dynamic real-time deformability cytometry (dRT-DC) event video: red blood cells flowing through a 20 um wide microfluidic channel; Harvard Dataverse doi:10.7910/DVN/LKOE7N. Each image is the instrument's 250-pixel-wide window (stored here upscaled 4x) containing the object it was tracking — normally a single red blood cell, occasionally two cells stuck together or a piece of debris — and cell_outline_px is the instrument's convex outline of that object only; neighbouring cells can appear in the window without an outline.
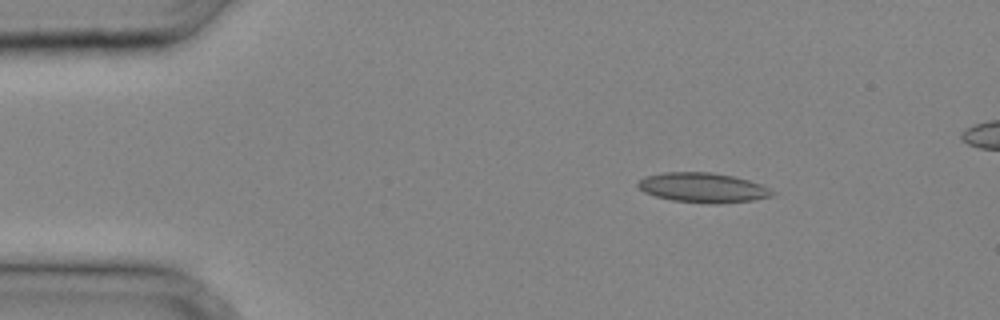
{"species": "common noctule bat (a hibernating species)", "species_latin": "Nyctalus noctula", "temperature_condition": "cold", "stored_images_in_passage": 29, "camera_frame_rate_fps": 3000, "um_per_image_px": 0.085, "animal": {"sex": "male", "body_mass_g": 20.4}, "frame": {"image": 1, "passage_image": 1, "time_ms": 0.0, "image_size_px": [1000, 320], "cell_outline_px": [[776, 192], [772, 196], [752, 200], [716, 204], [712, 204], [672, 200], [656, 196], [644, 192], [636, 184], [644, 176], [664, 172], [712, 172], [732, 176], [748, 180], [760, 184]], "centroid_in_image_um": [59.73, 15.95], "position_along_channel_um": 25.3, "area_um2": 23.18}}
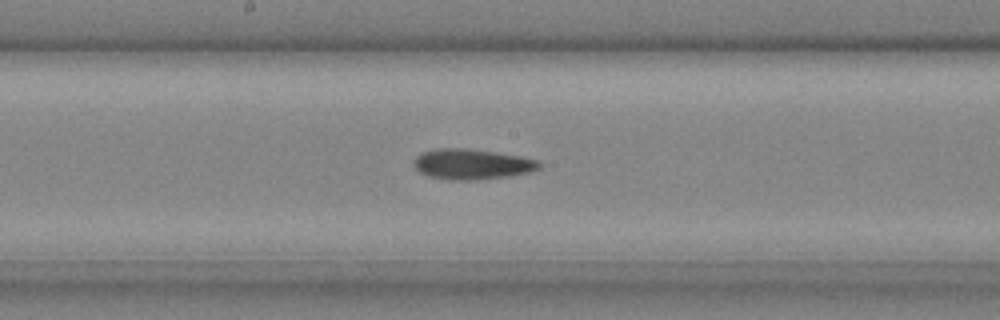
{"frame": {"image": 2, "passage_image": 14, "time_ms": 4.333, "image_size_px": [1000, 320], "cell_outline_px": [[540, 168], [528, 172], [508, 176], [476, 180], [448, 180], [428, 176], [420, 172], [416, 168], [412, 160], [416, 156], [432, 148], [464, 148], [496, 152], [520, 156], [536, 160], [540, 164]], "centroid_in_image_um": [40.06, 13.95], "position_along_channel_um": 208.1, "area_um2": 22.2}}
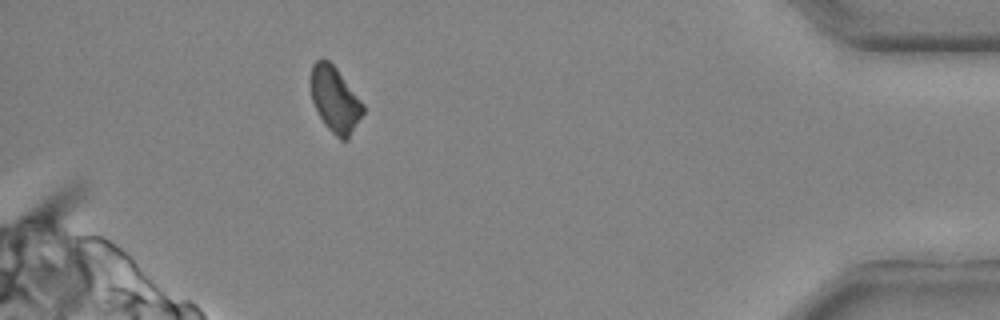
{"frame": {"image": 3, "passage_image": 27, "time_ms": 8.667, "image_size_px": [1000, 320], "cell_outline_px": [[364, 112], [348, 140], [340, 140], [328, 128], [320, 116], [312, 100], [308, 84], [308, 80], [312, 64], [320, 56], [328, 60], [336, 68], [364, 104]], "centroid_in_image_um": [28.43, 8.42], "position_along_channel_um": 406.8, "area_um2": 20.23}}